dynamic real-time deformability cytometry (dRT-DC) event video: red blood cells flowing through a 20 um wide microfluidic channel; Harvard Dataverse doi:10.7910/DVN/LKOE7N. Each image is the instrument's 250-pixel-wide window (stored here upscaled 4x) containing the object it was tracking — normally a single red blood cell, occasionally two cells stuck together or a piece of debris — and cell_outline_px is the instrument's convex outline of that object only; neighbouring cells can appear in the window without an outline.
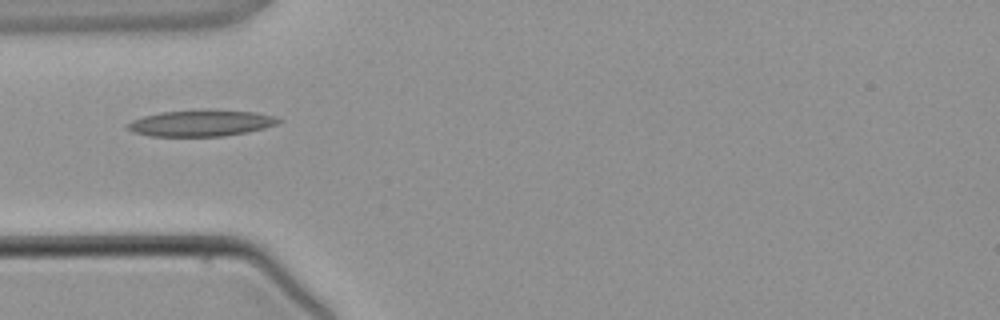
{"species": "common noctule bat (a hibernating species)", "species_latin": "Nyctalus noctula", "temperature_condition": "warm", "stored_images_in_passage": 3, "camera_frame_rate_fps": 3000, "um_per_image_px": 0.085, "animal": {"sex": "male", "body_mass_g": 21.5, "forearm_length_mm": 52.0}, "frame": {"image": 1, "passage_image": 3, "time_ms": 2.667, "image_size_px": [1000, 320], "cell_outline_px": [[284, 120], [276, 124], [264, 128], [248, 132], [224, 136], [148, 136], [132, 132], [124, 124], [132, 120], [144, 116], [160, 112], [256, 112], [272, 116]], "centroid_in_image_um": [17.04, 10.51], "position_along_channel_um": 68.0, "area_um2": 22.25}}